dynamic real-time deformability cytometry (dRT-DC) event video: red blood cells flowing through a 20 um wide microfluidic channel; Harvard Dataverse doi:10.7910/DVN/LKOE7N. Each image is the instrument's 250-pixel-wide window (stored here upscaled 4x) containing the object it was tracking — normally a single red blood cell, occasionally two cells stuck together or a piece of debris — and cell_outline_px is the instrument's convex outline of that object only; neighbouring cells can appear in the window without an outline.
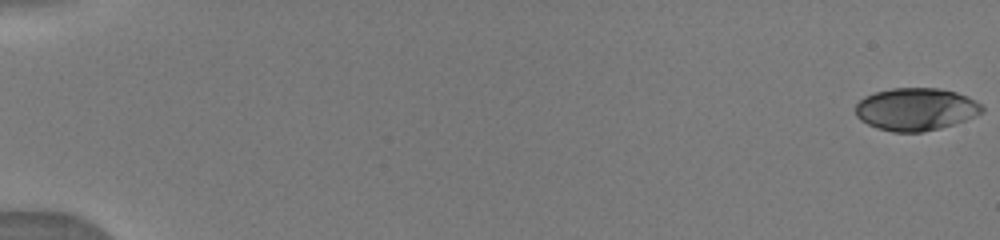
{"species": "human", "species_latin": "Homo sapiens", "temperature_condition": "warm", "stored_images_in_passage": 35, "camera_frame_rate_fps": 3000, "um_per_image_px": 0.085, "donor": {"sex": "male"}, "frame": {"image": 1, "passage_image": 1, "time_ms": 0.0, "image_size_px": [1000, 240], "cell_outline_px": [[984, 112], [964, 120], [940, 128], [924, 132], [892, 132], [876, 128], [860, 120], [856, 116], [856, 104], [864, 96], [876, 92], [892, 88], [940, 88], [956, 92], [968, 96], [984, 104]], "centroid_in_image_um": [77.86, 9.28], "position_along_channel_um": 7.1, "area_um2": 31.62}}
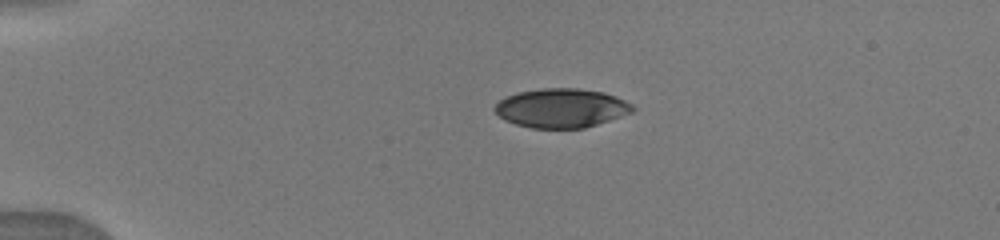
{"frame": {"image": 2, "passage_image": 23, "time_ms": 4.0, "image_size_px": [1000, 240], "cell_outline_px": [[636, 108], [632, 112], [584, 128], [532, 128], [516, 124], [504, 120], [492, 108], [500, 100], [516, 92], [540, 88], [576, 88], [604, 92], [616, 96], [632, 104]], "centroid_in_image_um": [47.7, 9.18], "position_along_channel_um": 37.3, "area_um2": 31.33}}